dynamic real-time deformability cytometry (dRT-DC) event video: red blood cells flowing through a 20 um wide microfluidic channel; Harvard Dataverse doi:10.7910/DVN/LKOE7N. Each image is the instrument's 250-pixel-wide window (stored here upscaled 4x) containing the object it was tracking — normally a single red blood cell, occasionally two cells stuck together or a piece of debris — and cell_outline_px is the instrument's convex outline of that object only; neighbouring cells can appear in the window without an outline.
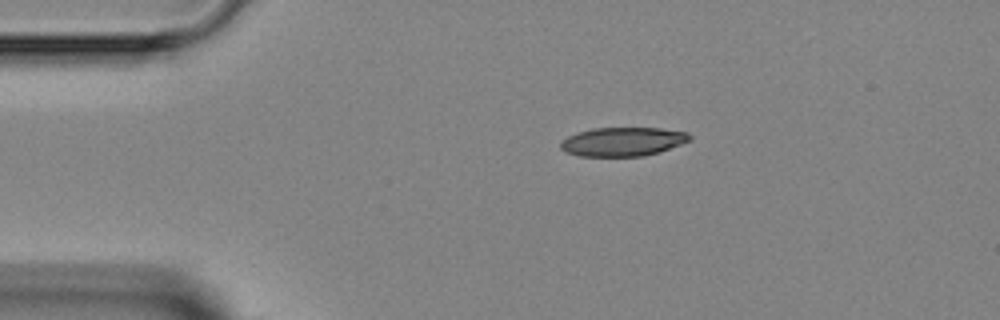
{"species": "Egyptian fruit bat (a non-hibernating species)", "species_latin": "Rousettus aegyptiacus", "temperature_condition": "room temperature", "stored_images_in_passage": 2, "camera_frame_rate_fps": 3000, "um_per_image_px": 0.085, "animal": {"sex": "female"}, "frame": {"image": 1, "passage_image": 2, "time_ms": 4.667, "image_size_px": [1000, 320], "cell_outline_px": [[692, 140], [660, 152], [644, 156], [580, 156], [564, 152], [560, 148], [560, 144], [568, 136], [576, 132], [592, 128], [660, 128], [688, 132], [692, 136]], "centroid_in_image_um": [52.96, 12.04], "position_along_channel_um": 32.0, "area_um2": 21.91}}